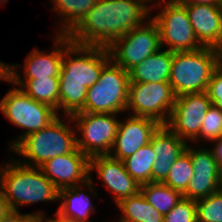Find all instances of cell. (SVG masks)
Listing matches in <instances>:
<instances>
[{"instance_id":"cell-23","label":"cell","mask_w":222,"mask_h":222,"mask_svg":"<svg viewBox=\"0 0 222 222\" xmlns=\"http://www.w3.org/2000/svg\"><path fill=\"white\" fill-rule=\"evenodd\" d=\"M122 212L118 222H163L164 216L151 206L141 192L121 200L117 205Z\"/></svg>"},{"instance_id":"cell-26","label":"cell","mask_w":222,"mask_h":222,"mask_svg":"<svg viewBox=\"0 0 222 222\" xmlns=\"http://www.w3.org/2000/svg\"><path fill=\"white\" fill-rule=\"evenodd\" d=\"M156 154L150 143L141 147L133 155L123 159L127 173L140 185L152 182V168Z\"/></svg>"},{"instance_id":"cell-3","label":"cell","mask_w":222,"mask_h":222,"mask_svg":"<svg viewBox=\"0 0 222 222\" xmlns=\"http://www.w3.org/2000/svg\"><path fill=\"white\" fill-rule=\"evenodd\" d=\"M9 159L10 163L0 166V188L11 211H19L22 205L59 200V189L40 168Z\"/></svg>"},{"instance_id":"cell-32","label":"cell","mask_w":222,"mask_h":222,"mask_svg":"<svg viewBox=\"0 0 222 222\" xmlns=\"http://www.w3.org/2000/svg\"><path fill=\"white\" fill-rule=\"evenodd\" d=\"M24 213L20 211H9L0 219V222H40L41 219H47L44 212Z\"/></svg>"},{"instance_id":"cell-28","label":"cell","mask_w":222,"mask_h":222,"mask_svg":"<svg viewBox=\"0 0 222 222\" xmlns=\"http://www.w3.org/2000/svg\"><path fill=\"white\" fill-rule=\"evenodd\" d=\"M197 222H222V188L196 200Z\"/></svg>"},{"instance_id":"cell-8","label":"cell","mask_w":222,"mask_h":222,"mask_svg":"<svg viewBox=\"0 0 222 222\" xmlns=\"http://www.w3.org/2000/svg\"><path fill=\"white\" fill-rule=\"evenodd\" d=\"M117 113L77 112L71 115L75 122L77 148L89 158L95 155H106L112 150L119 121Z\"/></svg>"},{"instance_id":"cell-1","label":"cell","mask_w":222,"mask_h":222,"mask_svg":"<svg viewBox=\"0 0 222 222\" xmlns=\"http://www.w3.org/2000/svg\"><path fill=\"white\" fill-rule=\"evenodd\" d=\"M151 7L143 0H98L67 35L79 45L108 48L130 30L146 24Z\"/></svg>"},{"instance_id":"cell-2","label":"cell","mask_w":222,"mask_h":222,"mask_svg":"<svg viewBox=\"0 0 222 222\" xmlns=\"http://www.w3.org/2000/svg\"><path fill=\"white\" fill-rule=\"evenodd\" d=\"M111 60L107 48L73 43L64 34V53L59 74L60 110L71 116L84 108L87 89L99 80Z\"/></svg>"},{"instance_id":"cell-12","label":"cell","mask_w":222,"mask_h":222,"mask_svg":"<svg viewBox=\"0 0 222 222\" xmlns=\"http://www.w3.org/2000/svg\"><path fill=\"white\" fill-rule=\"evenodd\" d=\"M206 91L176 97L171 115L165 124L173 133L188 143L198 135L208 109L211 107Z\"/></svg>"},{"instance_id":"cell-41","label":"cell","mask_w":222,"mask_h":222,"mask_svg":"<svg viewBox=\"0 0 222 222\" xmlns=\"http://www.w3.org/2000/svg\"><path fill=\"white\" fill-rule=\"evenodd\" d=\"M218 4L222 7V0H218Z\"/></svg>"},{"instance_id":"cell-6","label":"cell","mask_w":222,"mask_h":222,"mask_svg":"<svg viewBox=\"0 0 222 222\" xmlns=\"http://www.w3.org/2000/svg\"><path fill=\"white\" fill-rule=\"evenodd\" d=\"M129 83V71L110 60L103 67L99 80L87 89L84 108L80 112H126Z\"/></svg>"},{"instance_id":"cell-21","label":"cell","mask_w":222,"mask_h":222,"mask_svg":"<svg viewBox=\"0 0 222 222\" xmlns=\"http://www.w3.org/2000/svg\"><path fill=\"white\" fill-rule=\"evenodd\" d=\"M172 60V51L159 49L129 70L130 83L168 82Z\"/></svg>"},{"instance_id":"cell-11","label":"cell","mask_w":222,"mask_h":222,"mask_svg":"<svg viewBox=\"0 0 222 222\" xmlns=\"http://www.w3.org/2000/svg\"><path fill=\"white\" fill-rule=\"evenodd\" d=\"M107 49L111 60L129 71L161 49L159 28L151 18L143 26L116 39Z\"/></svg>"},{"instance_id":"cell-37","label":"cell","mask_w":222,"mask_h":222,"mask_svg":"<svg viewBox=\"0 0 222 222\" xmlns=\"http://www.w3.org/2000/svg\"><path fill=\"white\" fill-rule=\"evenodd\" d=\"M143 1H145L146 3H152V4H154V2L156 3V4H154V5H157V4H160V3H163V2H165V3H167V2H173V1H176V0H143ZM158 2V3H157Z\"/></svg>"},{"instance_id":"cell-35","label":"cell","mask_w":222,"mask_h":222,"mask_svg":"<svg viewBox=\"0 0 222 222\" xmlns=\"http://www.w3.org/2000/svg\"><path fill=\"white\" fill-rule=\"evenodd\" d=\"M10 211V208L7 204V200L4 197L3 191L0 188V219L5 216Z\"/></svg>"},{"instance_id":"cell-13","label":"cell","mask_w":222,"mask_h":222,"mask_svg":"<svg viewBox=\"0 0 222 222\" xmlns=\"http://www.w3.org/2000/svg\"><path fill=\"white\" fill-rule=\"evenodd\" d=\"M195 148L188 144L186 146V151L191 157L194 174L183 197L196 201L222 188V170L210 148Z\"/></svg>"},{"instance_id":"cell-42","label":"cell","mask_w":222,"mask_h":222,"mask_svg":"<svg viewBox=\"0 0 222 222\" xmlns=\"http://www.w3.org/2000/svg\"><path fill=\"white\" fill-rule=\"evenodd\" d=\"M8 0H0V4H2V2H7Z\"/></svg>"},{"instance_id":"cell-15","label":"cell","mask_w":222,"mask_h":222,"mask_svg":"<svg viewBox=\"0 0 222 222\" xmlns=\"http://www.w3.org/2000/svg\"><path fill=\"white\" fill-rule=\"evenodd\" d=\"M161 125L152 118L133 115H129L125 121L120 120L109 155L121 161L133 155L141 147L150 143L152 135Z\"/></svg>"},{"instance_id":"cell-30","label":"cell","mask_w":222,"mask_h":222,"mask_svg":"<svg viewBox=\"0 0 222 222\" xmlns=\"http://www.w3.org/2000/svg\"><path fill=\"white\" fill-rule=\"evenodd\" d=\"M196 201L182 197L166 215L163 222H197Z\"/></svg>"},{"instance_id":"cell-34","label":"cell","mask_w":222,"mask_h":222,"mask_svg":"<svg viewBox=\"0 0 222 222\" xmlns=\"http://www.w3.org/2000/svg\"><path fill=\"white\" fill-rule=\"evenodd\" d=\"M12 83V65L0 61V81Z\"/></svg>"},{"instance_id":"cell-14","label":"cell","mask_w":222,"mask_h":222,"mask_svg":"<svg viewBox=\"0 0 222 222\" xmlns=\"http://www.w3.org/2000/svg\"><path fill=\"white\" fill-rule=\"evenodd\" d=\"M93 171L97 172L104 186L113 193L115 204L140 192L141 185L127 173L123 161L109 154L89 158V176Z\"/></svg>"},{"instance_id":"cell-38","label":"cell","mask_w":222,"mask_h":222,"mask_svg":"<svg viewBox=\"0 0 222 222\" xmlns=\"http://www.w3.org/2000/svg\"><path fill=\"white\" fill-rule=\"evenodd\" d=\"M217 50L219 53V64L222 66V43H221V46Z\"/></svg>"},{"instance_id":"cell-22","label":"cell","mask_w":222,"mask_h":222,"mask_svg":"<svg viewBox=\"0 0 222 222\" xmlns=\"http://www.w3.org/2000/svg\"><path fill=\"white\" fill-rule=\"evenodd\" d=\"M19 71L12 70L13 85L21 88L34 100L49 105L60 112L59 78L22 79Z\"/></svg>"},{"instance_id":"cell-10","label":"cell","mask_w":222,"mask_h":222,"mask_svg":"<svg viewBox=\"0 0 222 222\" xmlns=\"http://www.w3.org/2000/svg\"><path fill=\"white\" fill-rule=\"evenodd\" d=\"M176 95L169 82L129 83L126 111L148 117L165 125L171 115Z\"/></svg>"},{"instance_id":"cell-33","label":"cell","mask_w":222,"mask_h":222,"mask_svg":"<svg viewBox=\"0 0 222 222\" xmlns=\"http://www.w3.org/2000/svg\"><path fill=\"white\" fill-rule=\"evenodd\" d=\"M215 142L214 147L210 148L219 168L222 170V136L219 139L213 140Z\"/></svg>"},{"instance_id":"cell-25","label":"cell","mask_w":222,"mask_h":222,"mask_svg":"<svg viewBox=\"0 0 222 222\" xmlns=\"http://www.w3.org/2000/svg\"><path fill=\"white\" fill-rule=\"evenodd\" d=\"M140 192L148 203L166 215L181 200L183 194L164 183L150 182L142 184Z\"/></svg>"},{"instance_id":"cell-24","label":"cell","mask_w":222,"mask_h":222,"mask_svg":"<svg viewBox=\"0 0 222 222\" xmlns=\"http://www.w3.org/2000/svg\"><path fill=\"white\" fill-rule=\"evenodd\" d=\"M52 11L62 19L58 34H68L97 3L98 0H51ZM55 5V6H54Z\"/></svg>"},{"instance_id":"cell-19","label":"cell","mask_w":222,"mask_h":222,"mask_svg":"<svg viewBox=\"0 0 222 222\" xmlns=\"http://www.w3.org/2000/svg\"><path fill=\"white\" fill-rule=\"evenodd\" d=\"M93 181L91 176H89V179L83 184L60 189L58 199H60L61 204L54 213L55 218L51 217L50 219L91 222L89 217L95 212V206L91 201L90 194H93V196L98 194ZM83 186L86 189L88 188L89 194L85 193Z\"/></svg>"},{"instance_id":"cell-5","label":"cell","mask_w":222,"mask_h":222,"mask_svg":"<svg viewBox=\"0 0 222 222\" xmlns=\"http://www.w3.org/2000/svg\"><path fill=\"white\" fill-rule=\"evenodd\" d=\"M219 65L215 48L173 52L169 83L176 97L207 90L212 74Z\"/></svg>"},{"instance_id":"cell-39","label":"cell","mask_w":222,"mask_h":222,"mask_svg":"<svg viewBox=\"0 0 222 222\" xmlns=\"http://www.w3.org/2000/svg\"><path fill=\"white\" fill-rule=\"evenodd\" d=\"M53 222H76L68 219H51Z\"/></svg>"},{"instance_id":"cell-27","label":"cell","mask_w":222,"mask_h":222,"mask_svg":"<svg viewBox=\"0 0 222 222\" xmlns=\"http://www.w3.org/2000/svg\"><path fill=\"white\" fill-rule=\"evenodd\" d=\"M193 174L194 170L191 157L185 150L184 153L172 164L169 174L163 183L183 194L186 191Z\"/></svg>"},{"instance_id":"cell-7","label":"cell","mask_w":222,"mask_h":222,"mask_svg":"<svg viewBox=\"0 0 222 222\" xmlns=\"http://www.w3.org/2000/svg\"><path fill=\"white\" fill-rule=\"evenodd\" d=\"M0 111L16 127L26 129L23 135L9 144L12 150L25 136L47 127L59 114L44 103L38 102L21 88L10 89L0 101Z\"/></svg>"},{"instance_id":"cell-29","label":"cell","mask_w":222,"mask_h":222,"mask_svg":"<svg viewBox=\"0 0 222 222\" xmlns=\"http://www.w3.org/2000/svg\"><path fill=\"white\" fill-rule=\"evenodd\" d=\"M221 136L222 111L215 105H211L204 116L199 135L193 141H198L201 138H204L205 141L212 143L213 140L219 139Z\"/></svg>"},{"instance_id":"cell-40","label":"cell","mask_w":222,"mask_h":222,"mask_svg":"<svg viewBox=\"0 0 222 222\" xmlns=\"http://www.w3.org/2000/svg\"><path fill=\"white\" fill-rule=\"evenodd\" d=\"M40 222H53L49 217L47 219H41Z\"/></svg>"},{"instance_id":"cell-17","label":"cell","mask_w":222,"mask_h":222,"mask_svg":"<svg viewBox=\"0 0 222 222\" xmlns=\"http://www.w3.org/2000/svg\"><path fill=\"white\" fill-rule=\"evenodd\" d=\"M182 5L199 43L203 47L218 49L222 43V7L213 4Z\"/></svg>"},{"instance_id":"cell-9","label":"cell","mask_w":222,"mask_h":222,"mask_svg":"<svg viewBox=\"0 0 222 222\" xmlns=\"http://www.w3.org/2000/svg\"><path fill=\"white\" fill-rule=\"evenodd\" d=\"M164 6L156 16L151 17L160 32L161 48L167 45L169 51H193L203 47L193 30L184 5L177 1L152 5Z\"/></svg>"},{"instance_id":"cell-16","label":"cell","mask_w":222,"mask_h":222,"mask_svg":"<svg viewBox=\"0 0 222 222\" xmlns=\"http://www.w3.org/2000/svg\"><path fill=\"white\" fill-rule=\"evenodd\" d=\"M39 168L59 190L83 184L89 179V157L78 148L72 153L51 158Z\"/></svg>"},{"instance_id":"cell-31","label":"cell","mask_w":222,"mask_h":222,"mask_svg":"<svg viewBox=\"0 0 222 222\" xmlns=\"http://www.w3.org/2000/svg\"><path fill=\"white\" fill-rule=\"evenodd\" d=\"M206 93L212 105H215L222 111V66L220 64L212 74Z\"/></svg>"},{"instance_id":"cell-4","label":"cell","mask_w":222,"mask_h":222,"mask_svg":"<svg viewBox=\"0 0 222 222\" xmlns=\"http://www.w3.org/2000/svg\"><path fill=\"white\" fill-rule=\"evenodd\" d=\"M67 118L70 124L58 116L47 127L25 136L12 149L15 154L28 159L23 161L19 159L18 162L39 168L51 158L74 152L77 149L78 135L73 129L75 127L70 126L74 124L71 116H66L65 119Z\"/></svg>"},{"instance_id":"cell-36","label":"cell","mask_w":222,"mask_h":222,"mask_svg":"<svg viewBox=\"0 0 222 222\" xmlns=\"http://www.w3.org/2000/svg\"><path fill=\"white\" fill-rule=\"evenodd\" d=\"M180 4H213V5H219L218 0H176Z\"/></svg>"},{"instance_id":"cell-20","label":"cell","mask_w":222,"mask_h":222,"mask_svg":"<svg viewBox=\"0 0 222 222\" xmlns=\"http://www.w3.org/2000/svg\"><path fill=\"white\" fill-rule=\"evenodd\" d=\"M55 31V46L48 53L32 50L26 57L25 64L12 65V70H17V67L23 68L24 79H39V78H59L62 59L64 53V34H58ZM57 33V34H56ZM22 66V67H21Z\"/></svg>"},{"instance_id":"cell-18","label":"cell","mask_w":222,"mask_h":222,"mask_svg":"<svg viewBox=\"0 0 222 222\" xmlns=\"http://www.w3.org/2000/svg\"><path fill=\"white\" fill-rule=\"evenodd\" d=\"M150 144L156 154L152 168V182L163 183L172 164L184 153L188 143L166 125H161L152 135Z\"/></svg>"}]
</instances>
